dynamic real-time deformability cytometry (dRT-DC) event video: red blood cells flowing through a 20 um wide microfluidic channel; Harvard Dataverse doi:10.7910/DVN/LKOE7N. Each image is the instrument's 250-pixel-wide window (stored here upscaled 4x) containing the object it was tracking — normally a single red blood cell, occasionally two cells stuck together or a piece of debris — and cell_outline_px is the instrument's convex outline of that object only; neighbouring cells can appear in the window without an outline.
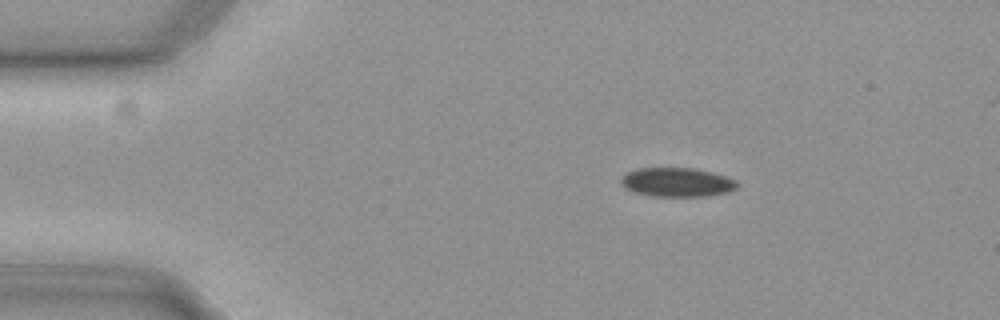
{"species": "common noctule bat (a hibernating species)", "species_latin": "Nyctalus noctula", "temperature_condition": "cold", "stored_images_in_passage": 47, "camera_frame_rate_fps": 3000, "um_per_image_px": 0.085, "animal": {"sex": "female", "body_mass_g": 19.3, "forearm_length_mm": 54.1}, "frame": {"image": 1, "passage_image": 1, "time_ms": 0.0, "image_size_px": [1000, 320], "cell_outline_px": [[740, 184], [736, 188], [728, 192], [708, 196], [652, 196], [636, 192], [620, 184], [620, 176], [636, 168], [692, 168], [712, 172], [736, 180]], "centroid_in_image_um": [57.55, 15.48], "position_along_channel_um": 27.5, "area_um2": 19.65}}
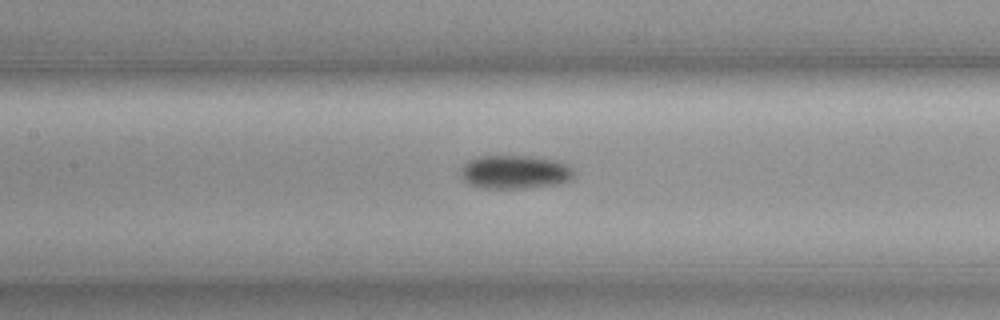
{"frame": {"image": 2, "passage_image": 17, "time_ms": 5.333, "image_size_px": [1000, 320], "cell_outline_px": [[576, 176], [572, 180], [560, 184], [520, 188], [484, 188], [468, 184], [464, 180], [460, 172], [460, 168], [468, 160], [476, 156], [532, 156], [556, 160], [568, 164], [576, 172]], "centroid_in_image_um": [43.8, 14.61], "position_along_channel_um": 163.6, "area_um2": 22.54}}
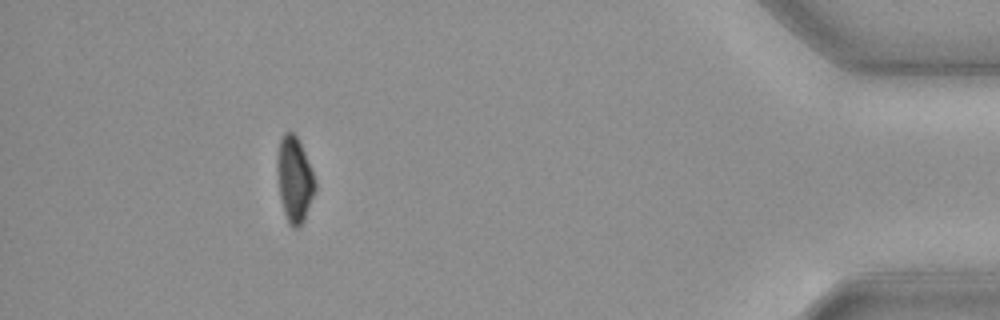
{"frame": {"image": 3, "passage_image": 42, "time_ms": 13.667, "image_size_px": [1000, 320], "cell_outline_px": [[316, 192], [304, 220], [296, 228], [292, 228], [288, 224], [284, 212], [280, 196], [276, 168], [276, 160], [280, 140], [284, 132], [292, 132], [296, 136], [304, 152], [312, 172], [316, 184]], "centroid_in_image_um": [25.02, 15.28], "position_along_channel_um": 410.2, "area_um2": 18.79}, "authors_computed_cell_mechanics": {"area_um2": 20.8658, "velocity_mm_per_s": 3.7076, "shape_relaxation_time_tau1_ms": 3.5114, "shape_relaxation_time_tau2_ms": null, "deformation_change_tau1": 0.0846, "deformation_change_tau2": null}}